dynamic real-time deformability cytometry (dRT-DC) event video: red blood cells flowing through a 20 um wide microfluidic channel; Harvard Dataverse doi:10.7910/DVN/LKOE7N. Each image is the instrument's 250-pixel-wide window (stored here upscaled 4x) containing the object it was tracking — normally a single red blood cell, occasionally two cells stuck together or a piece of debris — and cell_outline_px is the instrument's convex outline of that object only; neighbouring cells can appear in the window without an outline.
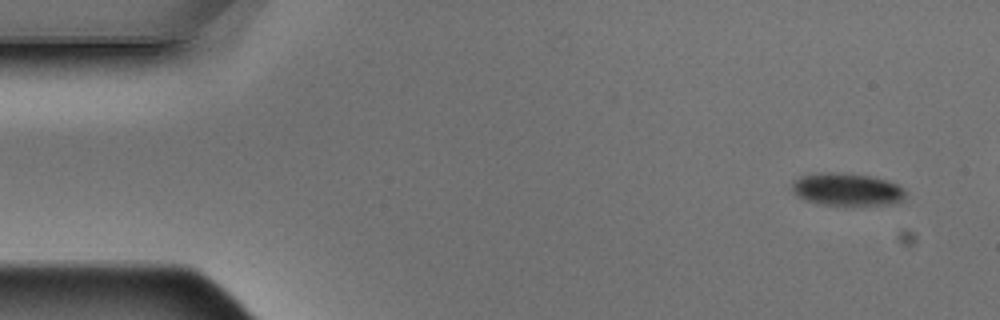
{"species": "Egyptian fruit bat (a non-hibernating species)", "species_latin": "Rousettus aegyptiacus", "temperature_condition": "warm", "stored_images_in_passage": 5, "camera_frame_rate_fps": 3000, "um_per_image_px": 0.085, "animal": {"sex": "male"}, "frame": {"image": 1, "passage_image": 1, "time_ms": 0.0, "image_size_px": [1000, 320], "cell_outline_px": [[904, 200], [892, 204], [864, 208], [824, 204], [804, 200], [796, 196], [792, 192], [792, 184], [800, 176], [820, 172], [832, 172], [872, 176], [888, 180], [904, 188]], "centroid_in_image_um": [72.02, 16.14], "position_along_channel_um": 13.0, "area_um2": 22.37}}